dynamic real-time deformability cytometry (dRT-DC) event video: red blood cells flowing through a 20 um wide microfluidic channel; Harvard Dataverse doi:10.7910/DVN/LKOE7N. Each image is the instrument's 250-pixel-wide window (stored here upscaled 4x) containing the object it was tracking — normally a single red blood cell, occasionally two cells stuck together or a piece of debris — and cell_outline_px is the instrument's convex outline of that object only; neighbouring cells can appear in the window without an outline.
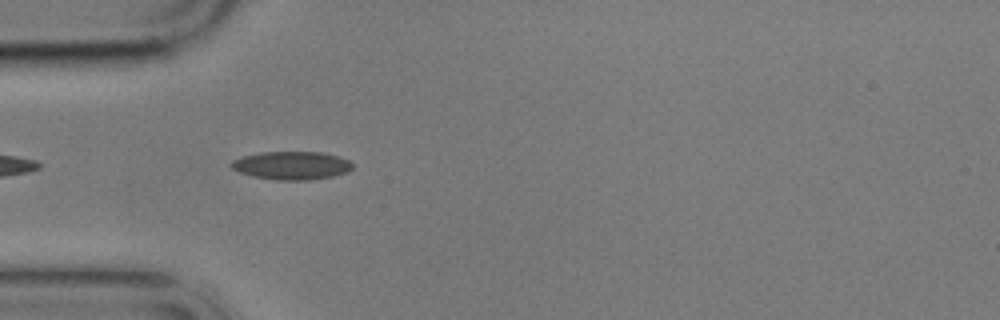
{"species": "common noctule bat (a hibernating species)", "species_latin": "Nyctalus noctula", "temperature_condition": "cold", "stored_images_in_passage": 5, "camera_frame_rate_fps": 3000, "um_per_image_px": 0.085, "animal": {"sex": "male", "body_mass_g": 17.9}, "frame": {"image": 1, "passage_image": 4, "time_ms": 3.667, "image_size_px": [1000, 320], "cell_outline_px": [[352, 168], [348, 172], [332, 176], [308, 180], [276, 180], [252, 176], [240, 172], [232, 168], [228, 164], [232, 160], [240, 156], [260, 152], [324, 152], [348, 160], [352, 164]], "centroid_in_image_um": [24.74, 14.06], "position_along_channel_um": 60.3, "area_um2": 20.0}}
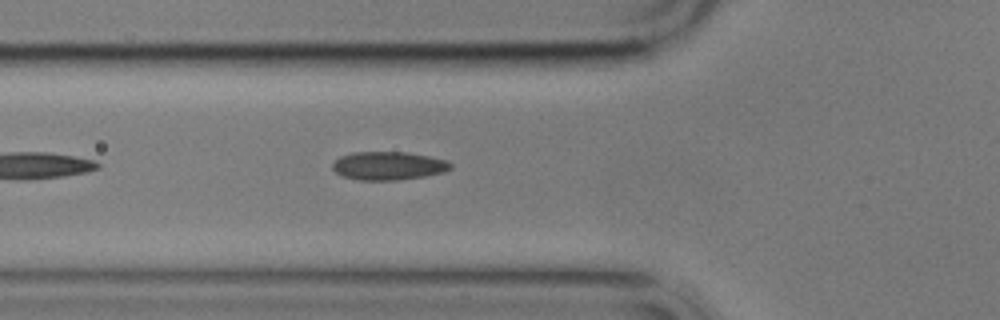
{"frame": {"image": 2, "passage_image": 5, "time_ms": 4.667, "image_size_px": [1000, 320], "cell_outline_px": [[452, 168], [444, 172], [424, 176], [400, 180], [360, 180], [344, 176], [336, 172], [332, 168], [332, 164], [340, 156], [352, 152], [408, 152], [448, 160], [452, 164]], "centroid_in_image_um": [33.04, 14.08], "position_along_channel_um": 92.8, "area_um2": 19.54}}